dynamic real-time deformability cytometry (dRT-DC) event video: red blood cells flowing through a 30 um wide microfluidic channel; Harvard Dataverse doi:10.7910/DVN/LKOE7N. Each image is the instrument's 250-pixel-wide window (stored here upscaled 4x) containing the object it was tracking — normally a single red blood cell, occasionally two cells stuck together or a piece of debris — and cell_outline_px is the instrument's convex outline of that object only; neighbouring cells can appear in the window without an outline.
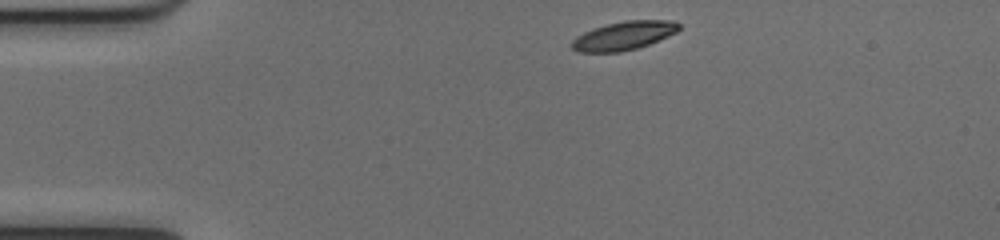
{"species": "common noctule bat (a hibernating species)", "species_latin": "Nyctalus noctula", "temperature_condition": "cold", "stored_images_in_passage": 43, "camera_frame_rate_fps": 3000, "um_per_image_px": 0.085, "animal": {"sex": "female", "body_mass_g": 17.0, "forearm_length_mm": 48.0}, "frame": {"image": 1, "passage_image": 1, "time_ms": 0.0, "image_size_px": [1000, 240], "cell_outline_px": [[680, 28], [676, 32], [668, 36], [648, 44], [636, 48], [620, 52], [580, 52], [572, 48], [568, 44], [576, 36], [592, 28], [624, 20], [676, 20], [680, 24]], "centroid_in_image_um": [53.0, 3.02], "position_along_channel_um": 32.0, "area_um2": 17.92}}
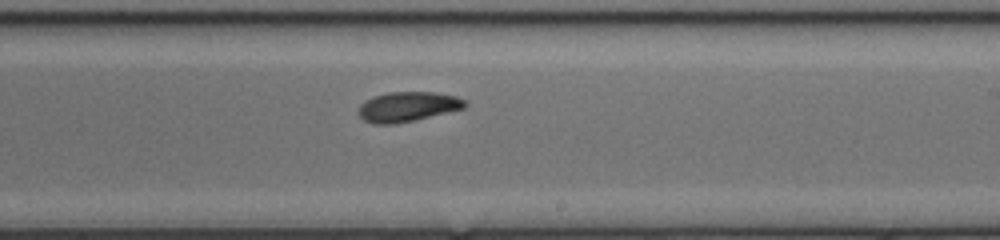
{"frame": {"image": 2, "passage_image": 22, "time_ms": 7.0, "image_size_px": [1000, 240], "cell_outline_px": [[468, 104], [464, 108], [396, 124], [372, 124], [364, 120], [356, 112], [360, 104], [364, 100], [388, 92], [436, 92], [456, 96], [464, 100]], "centroid_in_image_um": [34.61, 9.07], "position_along_channel_um": 254.4, "area_um2": 18.5}}
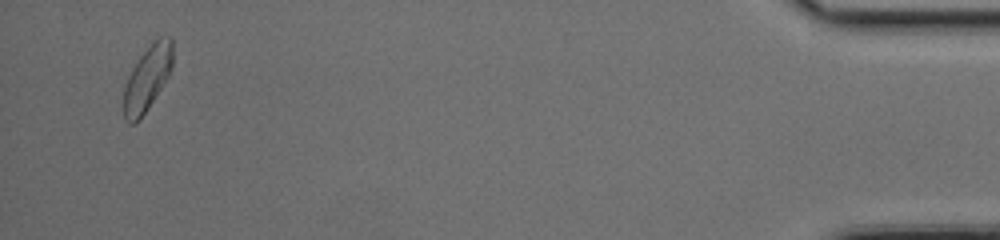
{"frame": {"image": 3, "passage_image": 41, "time_ms": 13.333, "image_size_px": [1000, 240], "cell_outline_px": [[172, 68], [168, 76], [148, 108], [140, 120], [136, 124], [128, 124], [124, 120], [124, 88], [128, 76], [132, 68], [140, 56], [160, 36], [172, 36]], "centroid_in_image_um": [12.51, 6.7], "position_along_channel_um": 422.7, "area_um2": 18.38}, "authors_computed_cell_mechanics": {"area_um2": 18.3804, "velocity_mm_per_s": 3.9806, "shape_relaxation_time_tau1_ms": 3.8739, "shape_relaxation_time_tau2_ms": null, "deformation_change_tau1": 0.1286, "deformation_change_tau2": null}}